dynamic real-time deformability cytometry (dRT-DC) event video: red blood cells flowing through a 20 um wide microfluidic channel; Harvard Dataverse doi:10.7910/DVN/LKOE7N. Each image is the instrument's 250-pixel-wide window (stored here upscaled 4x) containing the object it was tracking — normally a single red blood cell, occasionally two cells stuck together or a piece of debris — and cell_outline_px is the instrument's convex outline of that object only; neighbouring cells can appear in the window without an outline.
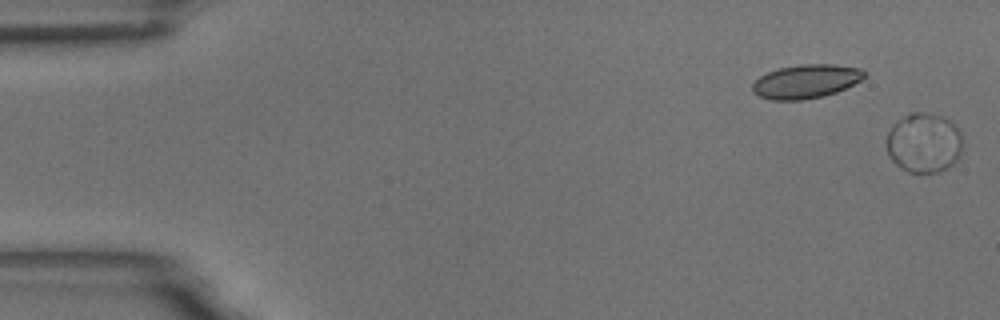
{"species": "common noctule bat (a hibernating species)", "species_latin": "Nyctalus noctula", "temperature_condition": "room temperature", "stored_images_in_passage": 53, "camera_frame_rate_fps": 3000, "um_per_image_px": 0.085, "animal": {"sex": "male", "body_mass_g": 18.8}, "frame": {"image": 1, "passage_image": 1, "time_ms": 0.0, "image_size_px": [1000, 320], "cell_outline_px": [[964, 152], [948, 168], [936, 172], [908, 172], [900, 168], [888, 156], [888, 132], [892, 124], [904, 116], [912, 112], [916, 112], [944, 116], [960, 132]], "centroid_in_image_um": [78.55, 12.15], "position_along_channel_um": 6.5, "area_um2": 26.47}}
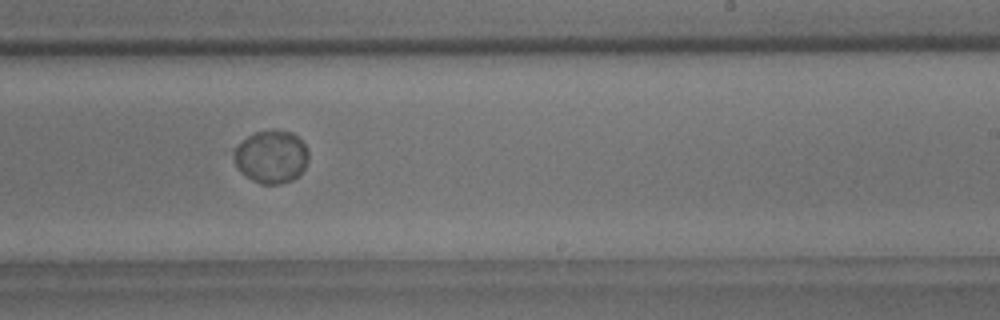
{"frame": {"image": 2, "passage_image": 35, "time_ms": 11.333, "image_size_px": [1000, 320], "cell_outline_px": [[308, 160], [304, 168], [292, 180], [280, 184], [260, 184], [252, 180], [240, 172], [236, 168], [232, 152], [232, 148], [248, 136], [256, 132], [272, 128], [292, 132], [304, 144], [308, 152]], "centroid_in_image_um": [23.01, 13.31], "position_along_channel_um": 266.0, "area_um2": 23.29}}
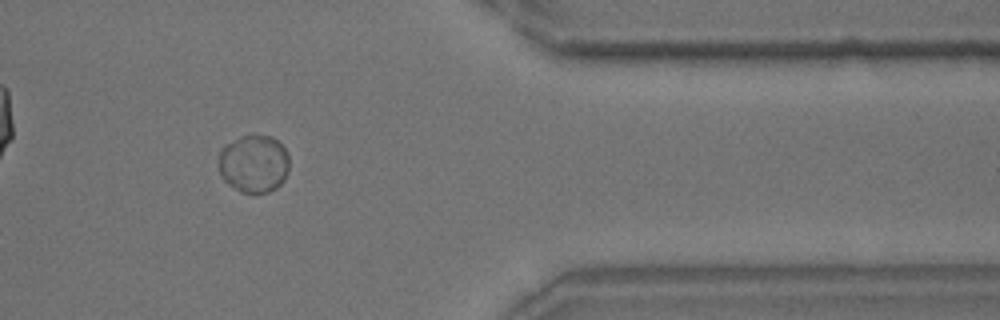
{"frame": {"image": 3, "passage_image": 47, "time_ms": 15.333, "image_size_px": [1000, 320], "cell_outline_px": [[288, 172], [284, 180], [276, 188], [268, 192], [240, 192], [228, 184], [220, 176], [220, 148], [224, 144], [240, 136], [272, 136], [288, 152]], "centroid_in_image_um": [21.57, 13.91], "position_along_channel_um": 389.8, "area_um2": 23.76}}